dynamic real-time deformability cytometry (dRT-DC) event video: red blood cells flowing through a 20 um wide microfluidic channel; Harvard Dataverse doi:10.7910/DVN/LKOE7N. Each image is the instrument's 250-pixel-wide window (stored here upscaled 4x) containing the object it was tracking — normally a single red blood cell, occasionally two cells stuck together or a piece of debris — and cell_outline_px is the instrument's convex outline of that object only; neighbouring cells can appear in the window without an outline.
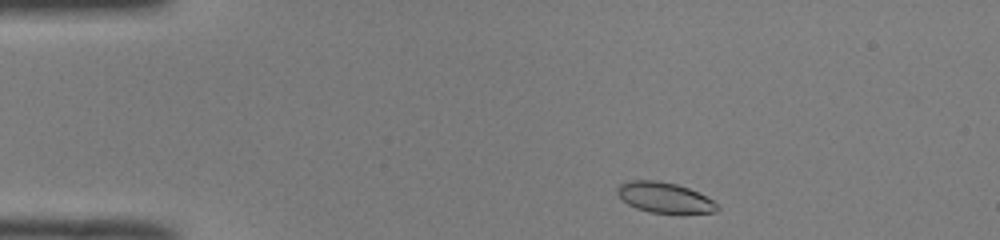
{"species": "common noctule bat (a hibernating species)", "species_latin": "Nyctalus noctula", "temperature_condition": "room temperature", "stored_images_in_passage": 43, "camera_frame_rate_fps": 3000, "um_per_image_px": 0.085, "animal": {"sex": "male", "body_mass_g": 19.0, "forearm_length_mm": 50.8}, "frame": {"image": 1, "passage_image": 2, "time_ms": 0.333, "image_size_px": [1000, 240], "cell_outline_px": [[720, 208], [716, 212], [680, 216], [648, 212], [636, 208], [628, 204], [616, 192], [616, 188], [620, 184], [628, 180], [656, 180], [676, 184], [688, 188], [712, 200]], "centroid_in_image_um": [56.51, 16.84], "position_along_channel_um": 28.5, "area_um2": 18.32}}
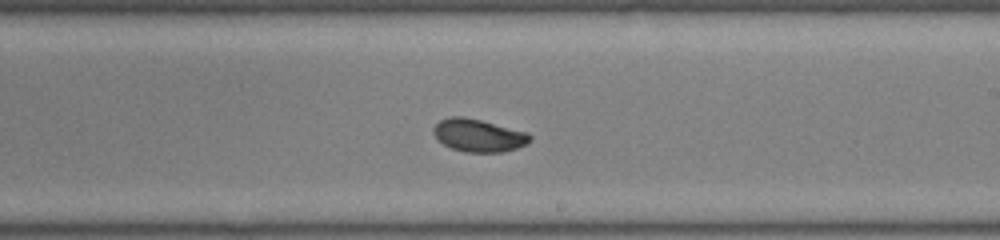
{"frame": {"image": 2, "passage_image": 23, "time_ms": 7.333, "image_size_px": [1000, 240], "cell_outline_px": [[532, 140], [516, 148], [504, 152], [464, 152], [452, 148], [444, 144], [432, 132], [432, 128], [440, 120], [448, 116], [460, 116], [480, 120], [528, 132], [532, 136]], "centroid_in_image_um": [40.67, 11.5], "position_along_channel_um": 248.3, "area_um2": 18.32}}
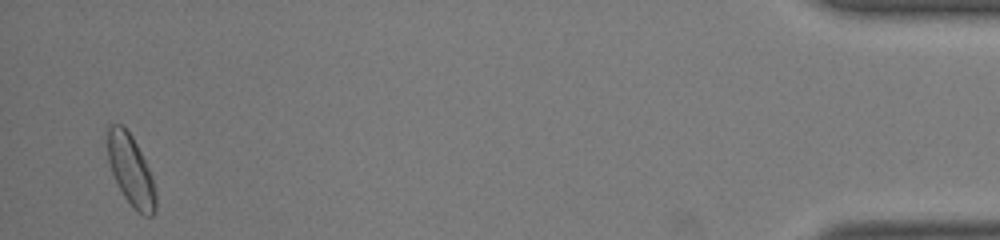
{"frame": {"image": 3, "passage_image": 42, "time_ms": 13.667, "image_size_px": [1000, 240], "cell_outline_px": [[156, 208], [152, 216], [144, 216], [124, 196], [112, 172], [108, 160], [108, 124], [120, 124], [132, 136], [152, 176], [156, 192]], "centroid_in_image_um": [11.13, 14.47], "position_along_channel_um": 424.1, "area_um2": 19.25}, "authors_computed_cell_mechanics": {"area_um2": 18.3226, "velocity_mm_per_s": 4.0547, "shape_relaxation_time_tau1_ms": 5.8989, "shape_relaxation_time_tau2_ms": 2.8745, "deformation_change_tau1": 0.1561, "deformation_change_tau2": 0.0573}}